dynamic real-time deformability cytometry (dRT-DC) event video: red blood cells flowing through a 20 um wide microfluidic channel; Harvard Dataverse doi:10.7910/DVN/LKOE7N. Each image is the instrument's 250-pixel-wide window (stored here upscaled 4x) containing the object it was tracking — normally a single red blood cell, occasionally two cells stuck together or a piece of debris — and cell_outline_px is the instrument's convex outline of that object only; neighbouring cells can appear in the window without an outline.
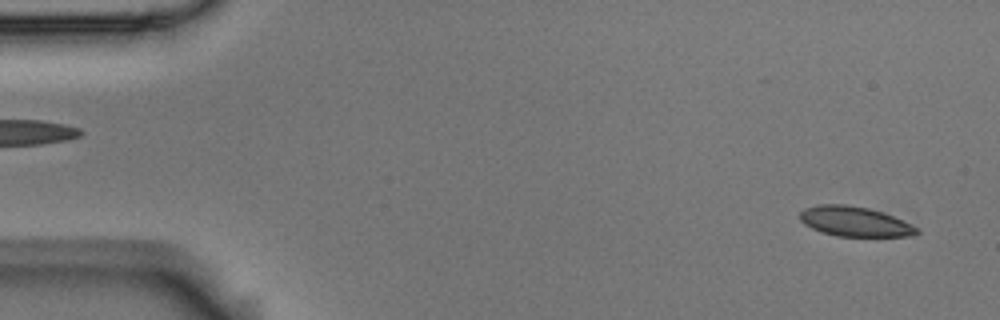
{"species": "Egyptian fruit bat (a non-hibernating species)", "species_latin": "Rousettus aegyptiacus", "temperature_condition": "room temperature", "stored_images_in_passage": 5, "segment_of_instrument_passage": [2, 2], "camera_frame_rate_fps": 3000, "um_per_image_px": 0.085, "animal": {"sex": "male"}, "frame": {"image": 1, "passage_image": 5, "time_ms": 1.333, "image_size_px": [1000, 320], "cell_outline_px": [[920, 232], [908, 236], [836, 236], [812, 228], [804, 224], [800, 220], [800, 212], [804, 208], [820, 204], [844, 204], [868, 208], [892, 216], [920, 228]], "centroid_in_image_um": [72.63, 18.82], "position_along_channel_um": 12.4, "area_um2": 20.11}}